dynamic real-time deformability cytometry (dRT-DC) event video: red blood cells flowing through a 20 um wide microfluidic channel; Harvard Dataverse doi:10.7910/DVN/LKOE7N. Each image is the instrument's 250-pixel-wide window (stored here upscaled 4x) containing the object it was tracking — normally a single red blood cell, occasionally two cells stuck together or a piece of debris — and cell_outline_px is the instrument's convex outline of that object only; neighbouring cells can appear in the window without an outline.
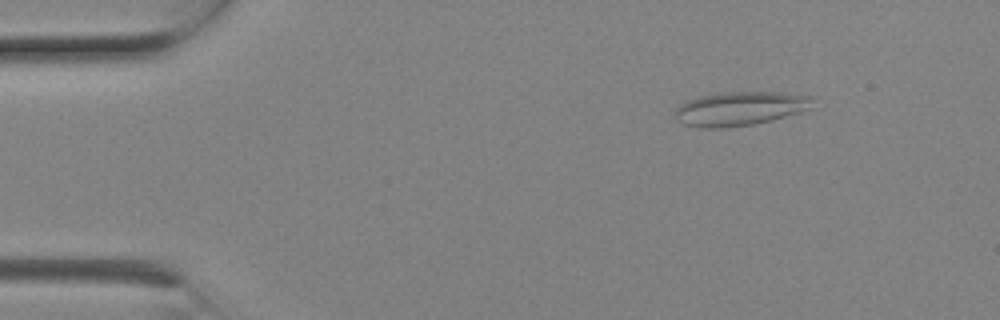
{"species": "Egyptian fruit bat (a non-hibernating species)", "species_latin": "Rousettus aegyptiacus", "temperature_condition": "room temperature", "stored_images_in_passage": 6, "camera_frame_rate_fps": 3000, "um_per_image_px": 0.085, "animal": {"sex": "female"}, "frame": {"image": 1, "passage_image": 3, "time_ms": 0.667, "image_size_px": [1000, 320], "cell_outline_px": [[812, 108], [804, 112], [772, 120], [752, 124], [724, 128], [700, 128], [684, 124], [676, 120], [676, 108], [680, 104], [688, 100], [700, 96], [720, 92], [776, 92], [812, 96]], "centroid_in_image_um": [62.91, 9.23], "position_along_channel_um": 22.1, "area_um2": 27.4}}